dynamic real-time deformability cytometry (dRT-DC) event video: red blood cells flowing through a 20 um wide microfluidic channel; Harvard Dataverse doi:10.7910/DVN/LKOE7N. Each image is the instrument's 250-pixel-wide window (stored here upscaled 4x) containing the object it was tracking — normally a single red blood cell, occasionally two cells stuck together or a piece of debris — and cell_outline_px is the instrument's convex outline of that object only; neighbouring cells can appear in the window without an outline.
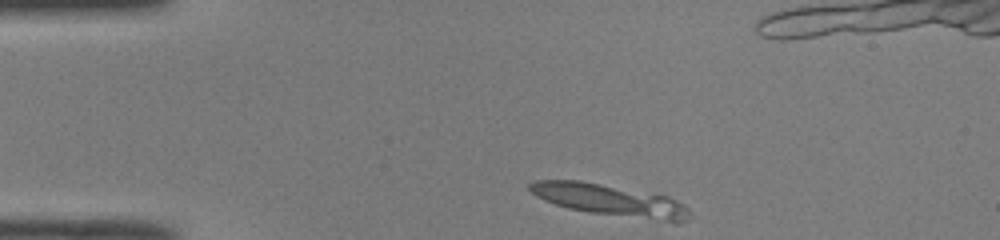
{"species": "common noctule bat (a hibernating species)", "species_latin": "Nyctalus noctula", "temperature_condition": "room temperature", "stored_images_in_passage": 5, "camera_frame_rate_fps": 3000, "um_per_image_px": 0.085, "animal": {"sex": "male", "body_mass_g": 19.0, "forearm_length_mm": 50.8}, "frame": {"image": 1, "passage_image": 1, "time_ms": 0.0, "image_size_px": [1000, 240], "cell_outline_px": [[692, 216], [688, 220], [676, 224], [588, 212], [568, 208], [544, 200], [536, 196], [528, 188], [528, 184], [536, 180], [580, 180], [668, 196], [684, 204], [692, 212]], "centroid_in_image_um": [51.95, 17.05], "position_along_channel_um": 33.1, "area_um2": 30.0}}